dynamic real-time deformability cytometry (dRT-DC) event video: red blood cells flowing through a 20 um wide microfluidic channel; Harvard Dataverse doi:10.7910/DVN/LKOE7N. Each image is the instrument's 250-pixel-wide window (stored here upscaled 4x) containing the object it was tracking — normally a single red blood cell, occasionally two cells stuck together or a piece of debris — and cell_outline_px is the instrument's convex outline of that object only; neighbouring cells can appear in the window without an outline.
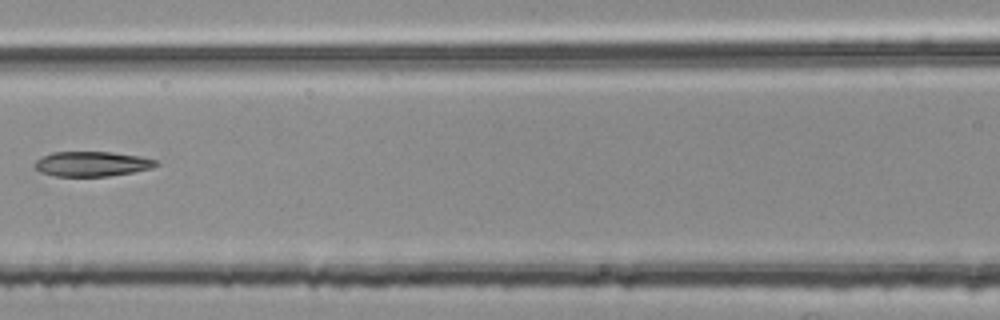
{"species": "common noctule bat (a hibernating species)", "species_latin": "Nyctalus noctula", "temperature_condition": "room temperature", "stored_images_in_passage": 6, "segment_of_instrument_passage": [2, 2], "camera_frame_rate_fps": 3000, "um_per_image_px": 0.085, "animal": {"sex": "female", "body_mass_g": 25.1}, "frame": {"image": 1, "passage_image": 6, "time_ms": 1.667, "image_size_px": [1000, 320], "cell_outline_px": [[160, 164], [152, 168], [132, 172], [108, 176], [52, 176], [40, 172], [36, 168], [36, 160], [52, 152], [112, 152], [140, 156], [156, 160]], "centroid_in_image_um": [7.84, 13.93], "position_along_channel_um": 158.8, "area_um2": 17.51}}